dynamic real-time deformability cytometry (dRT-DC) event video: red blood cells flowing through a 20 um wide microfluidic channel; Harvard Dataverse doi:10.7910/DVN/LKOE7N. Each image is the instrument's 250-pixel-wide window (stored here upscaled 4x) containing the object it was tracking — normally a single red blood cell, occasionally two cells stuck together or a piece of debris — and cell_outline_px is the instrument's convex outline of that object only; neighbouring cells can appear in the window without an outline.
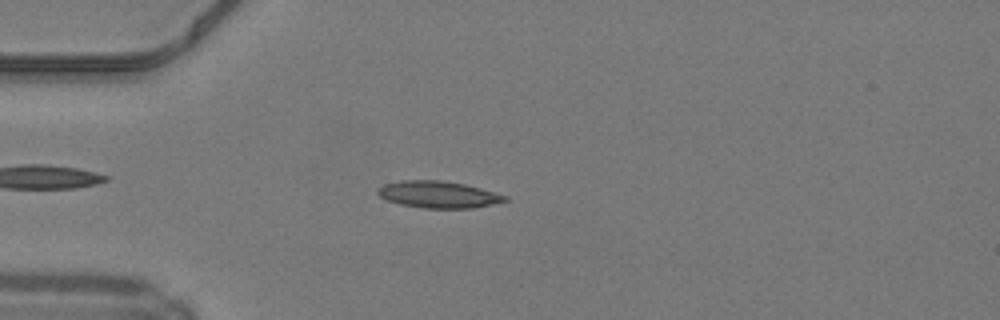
{"species": "common noctule bat (a hibernating species)", "species_latin": "Nyctalus noctula", "temperature_condition": "warm", "stored_images_in_passage": 43, "camera_frame_rate_fps": 3000, "um_per_image_px": 0.085, "animal": {"sex": "male", "body_mass_g": 19.2, "forearm_length_mm": 51.8}, "frame": {"image": 1, "passage_image": 8, "time_ms": 2.333, "image_size_px": [1000, 320], "cell_outline_px": [[508, 200], [472, 208], [424, 208], [400, 204], [388, 200], [380, 196], [376, 192], [384, 184], [400, 180], [440, 180], [464, 184], [480, 188], [508, 196]], "centroid_in_image_um": [37.25, 16.53], "position_along_channel_um": 47.8, "area_um2": 19.65}}
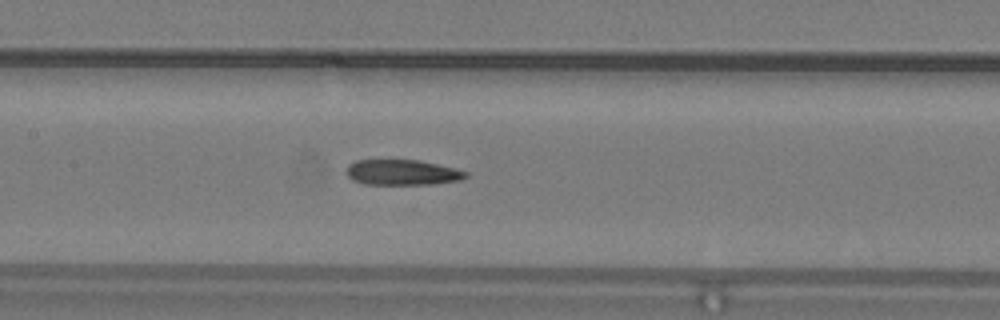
{"frame": {"image": 2, "passage_image": 18, "time_ms": 5.667, "image_size_px": [1000, 320], "cell_outline_px": [[468, 176], [460, 180], [432, 184], [364, 184], [352, 180], [348, 176], [348, 164], [356, 160], [420, 160], [468, 172]], "centroid_in_image_um": [34.18, 14.65], "position_along_channel_um": 173.2, "area_um2": 17.51}}
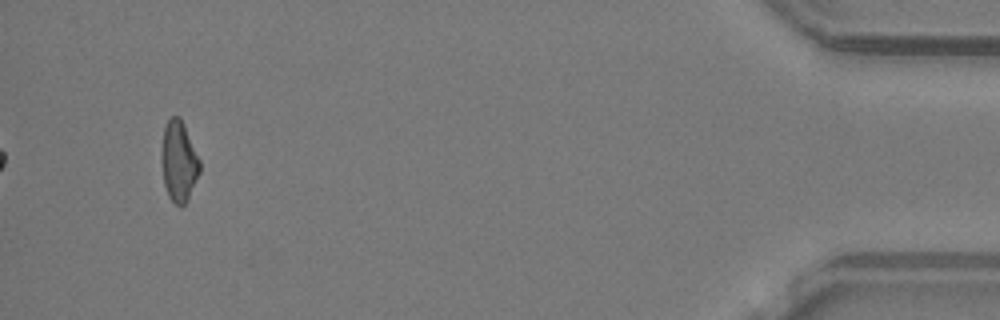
{"frame": {"image": 3, "passage_image": 41, "time_ms": 13.333, "image_size_px": [1000, 320], "cell_outline_px": [[200, 172], [188, 200], [180, 208], [168, 196], [164, 184], [160, 160], [160, 156], [164, 128], [168, 120], [172, 116], [180, 116], [184, 124], [200, 160]], "centroid_in_image_um": [15.19, 13.73], "position_along_channel_um": 420.0, "area_um2": 18.21}, "authors_computed_cell_mechanics": {"area_um2": 18.496, "velocity_mm_per_s": 4.2343, "shape_relaxation_time_tau1_ms": null, "shape_relaxation_time_tau2_ms": 7.4133, "deformation_change_tau1": null, "deformation_change_tau2": 0.1483}}